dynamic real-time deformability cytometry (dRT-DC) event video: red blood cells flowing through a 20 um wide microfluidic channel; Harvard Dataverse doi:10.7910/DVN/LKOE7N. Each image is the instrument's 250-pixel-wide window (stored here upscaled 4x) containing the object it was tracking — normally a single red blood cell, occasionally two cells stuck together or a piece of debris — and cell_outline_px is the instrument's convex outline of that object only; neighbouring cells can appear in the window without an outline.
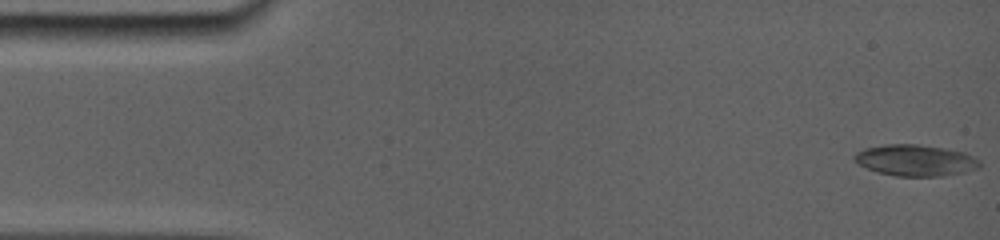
{"species": "common noctule bat (a hibernating species)", "species_latin": "Nyctalus noctula", "temperature_condition": "room temperature", "stored_images_in_passage": 5, "camera_frame_rate_fps": 5000, "um_per_image_px": 0.085, "animal": {"sex": "female", "body_mass_g": 19.0, "forearm_length_mm": 56.7}, "frame": {"image": 1, "passage_image": 1, "time_ms": 0.0, "image_size_px": [1000, 240], "cell_outline_px": [[964, 156], [960, 172], [932, 176], [896, 176], [880, 172], [868, 168], [860, 164], [856, 160], [856, 156], [860, 152], [872, 148], [904, 144], [932, 148], [952, 152]], "centroid_in_image_um": [77.41, 13.66], "position_along_channel_um": 7.6, "area_um2": 19.07}}
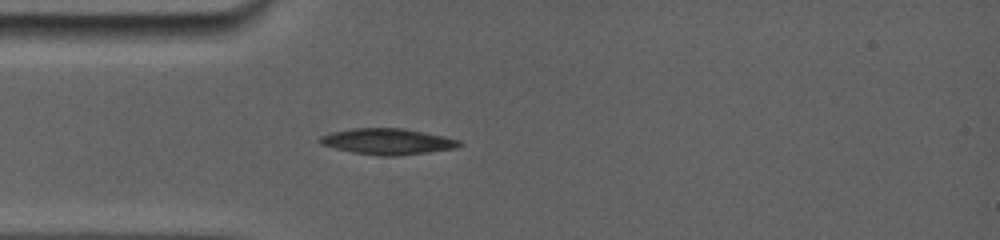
{"frame": {"image": 2, "passage_image": 5, "time_ms": 4.2, "image_size_px": [1000, 240], "cell_outline_px": [[460, 144], [452, 148], [396, 156], [384, 156], [356, 152], [324, 144], [320, 140], [324, 136], [336, 132], [356, 128], [396, 128], [420, 132], [440, 136], [456, 140]], "centroid_in_image_um": [32.95, 12.02], "position_along_channel_um": 52.1, "area_um2": 19.59}}